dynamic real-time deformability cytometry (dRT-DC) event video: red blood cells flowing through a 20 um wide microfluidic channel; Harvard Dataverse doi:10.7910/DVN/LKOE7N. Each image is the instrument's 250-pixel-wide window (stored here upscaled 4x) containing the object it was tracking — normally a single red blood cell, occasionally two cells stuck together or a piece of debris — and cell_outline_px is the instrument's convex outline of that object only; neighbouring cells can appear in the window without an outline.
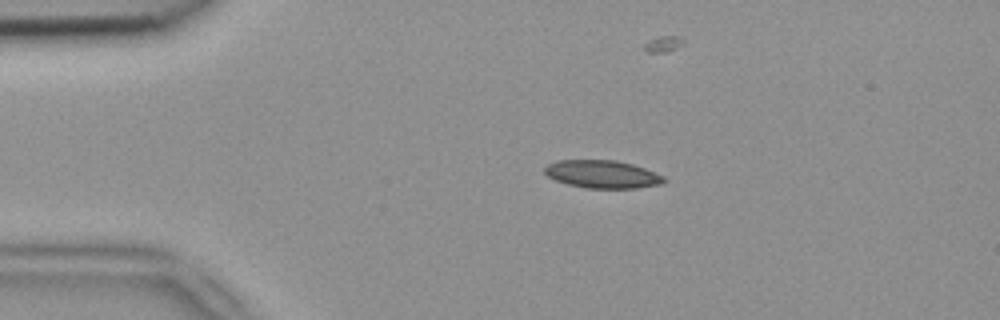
{"species": "common noctule bat (a hibernating species)", "species_latin": "Nyctalus noctula", "temperature_condition": "room temperature", "stored_images_in_passage": 5, "camera_frame_rate_fps": 3000, "um_per_image_px": 0.085, "animal": {"sex": "female", "body_mass_g": 18.4}, "frame": {"image": 1, "passage_image": 2, "time_ms": 0.333, "image_size_px": [1000, 320], "cell_outline_px": [[668, 180], [660, 184], [636, 188], [588, 188], [568, 184], [556, 180], [548, 176], [544, 172], [544, 168], [548, 164], [556, 160], [616, 160], [632, 164], [644, 168], [664, 176]], "centroid_in_image_um": [51.2, 14.8], "position_along_channel_um": 33.8, "area_um2": 19.31}}